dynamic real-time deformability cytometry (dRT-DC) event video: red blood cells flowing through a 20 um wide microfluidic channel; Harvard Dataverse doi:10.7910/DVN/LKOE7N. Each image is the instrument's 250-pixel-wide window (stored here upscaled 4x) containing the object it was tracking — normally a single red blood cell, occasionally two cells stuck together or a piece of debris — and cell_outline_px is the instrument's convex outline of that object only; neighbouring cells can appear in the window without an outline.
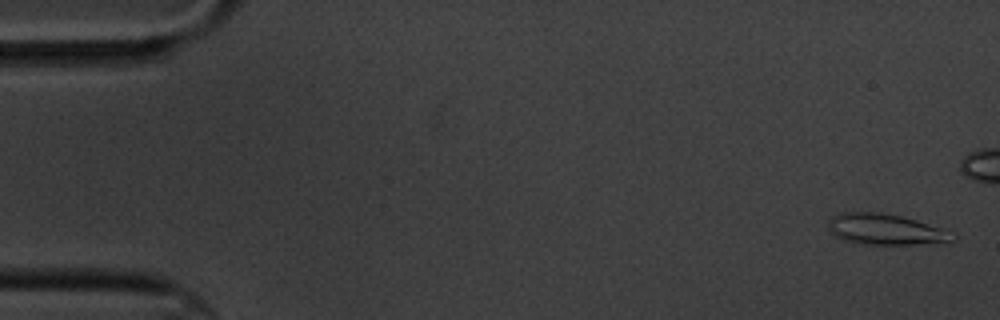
{"species": "common noctule bat (a hibernating species)", "species_latin": "Nyctalus noctula", "temperature_condition": "cold", "stored_images_in_passage": 5, "camera_frame_rate_fps": 3000, "um_per_image_px": 0.085, "animal": {"sex": "male", "body_mass_g": 20.1, "forearm_length_mm": 53.5}, "frame": {"image": 1, "passage_image": 1, "time_ms": 0.0, "image_size_px": [1000, 320], "cell_outline_px": [[956, 236], [952, 240], [916, 244], [860, 244], [844, 240], [836, 236], [828, 228], [828, 220], [832, 216], [844, 212], [880, 212], [900, 216], [916, 220], [940, 228]], "centroid_in_image_um": [75.18, 19.49], "position_along_channel_um": 9.8, "area_um2": 21.91}}